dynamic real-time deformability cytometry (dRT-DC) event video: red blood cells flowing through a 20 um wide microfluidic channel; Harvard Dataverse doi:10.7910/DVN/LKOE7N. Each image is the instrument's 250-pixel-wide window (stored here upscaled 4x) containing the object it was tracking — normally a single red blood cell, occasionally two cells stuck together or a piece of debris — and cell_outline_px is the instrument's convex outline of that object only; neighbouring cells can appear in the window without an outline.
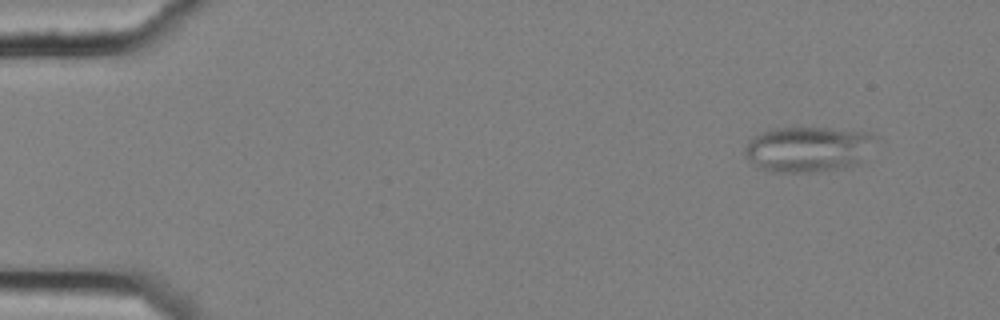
{"species": "common noctule bat (a hibernating species)", "species_latin": "Nyctalus noctula", "temperature_condition": "cold", "stored_images_in_passage": 5, "camera_frame_rate_fps": 3000, "um_per_image_px": 0.085, "animal": {"sex": "female", "body_mass_g": 25.1}, "frame": {"image": 1, "passage_image": 1, "time_ms": 0.0, "image_size_px": [1000, 320], "cell_outline_px": [[880, 136], [860, 160], [856, 164], [844, 168], [816, 172], [772, 172], [760, 168], [748, 160], [744, 156], [744, 148], [748, 140], [752, 136], [768, 128], [828, 128], [872, 132]], "centroid_in_image_um": [68.65, 12.66], "position_along_channel_um": 16.3, "area_um2": 35.08}}
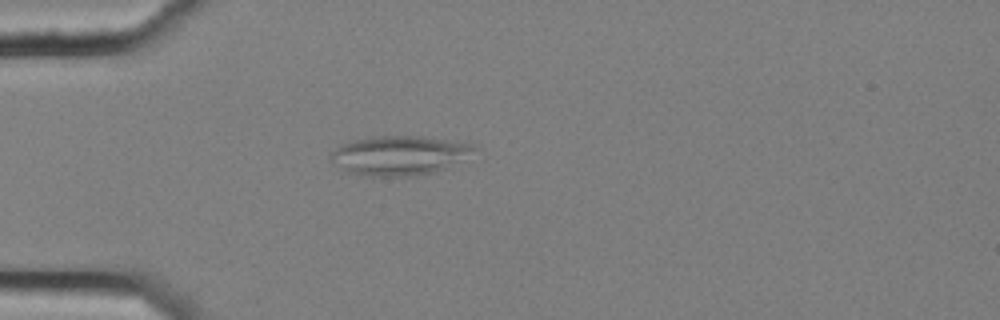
{"frame": {"image": 2, "passage_image": 4, "time_ms": 1.0, "image_size_px": [1000, 320], "cell_outline_px": [[480, 144], [476, 148], [444, 168], [432, 172], [416, 176], [372, 176], [348, 172], [332, 160], [328, 156], [336, 148], [344, 144], [368, 136], [420, 136]], "centroid_in_image_um": [33.92, 13.19], "position_along_channel_um": 51.1, "area_um2": 32.19}}